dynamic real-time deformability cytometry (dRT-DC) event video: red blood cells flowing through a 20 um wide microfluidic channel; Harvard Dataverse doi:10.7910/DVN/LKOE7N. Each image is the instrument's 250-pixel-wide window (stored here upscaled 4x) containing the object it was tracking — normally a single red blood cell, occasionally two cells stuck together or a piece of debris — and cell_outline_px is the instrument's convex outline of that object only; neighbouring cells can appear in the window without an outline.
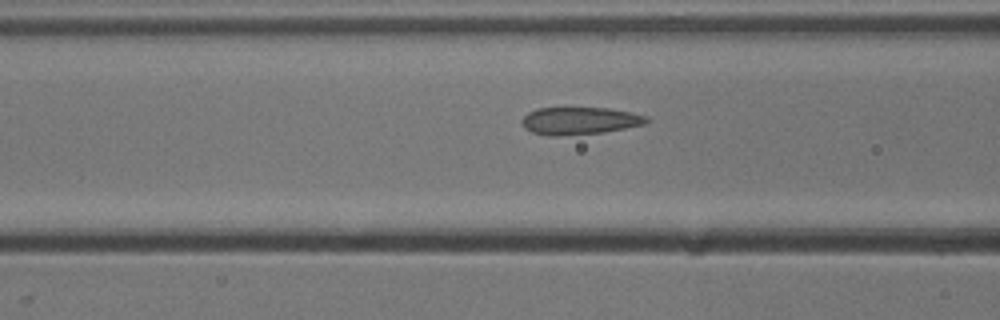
{"species": "common noctule bat (a hibernating species)", "species_latin": "Nyctalus noctula", "temperature_condition": "cold", "stored_images_in_passage": 15, "camera_frame_rate_fps": 3000, "um_per_image_px": 0.085, "animal": {"sex": "male", "body_mass_g": 13.3}, "frame": {"image": 1, "passage_image": 13, "time_ms": 4.0, "image_size_px": [1000, 320], "cell_outline_px": [[652, 120], [644, 124], [604, 132], [560, 136], [548, 136], [532, 132], [524, 128], [520, 120], [528, 112], [536, 108], [608, 108], [632, 112], [648, 116]], "centroid_in_image_um": [49.27, 10.26], "position_along_channel_um": 117.3, "area_um2": 20.11}}